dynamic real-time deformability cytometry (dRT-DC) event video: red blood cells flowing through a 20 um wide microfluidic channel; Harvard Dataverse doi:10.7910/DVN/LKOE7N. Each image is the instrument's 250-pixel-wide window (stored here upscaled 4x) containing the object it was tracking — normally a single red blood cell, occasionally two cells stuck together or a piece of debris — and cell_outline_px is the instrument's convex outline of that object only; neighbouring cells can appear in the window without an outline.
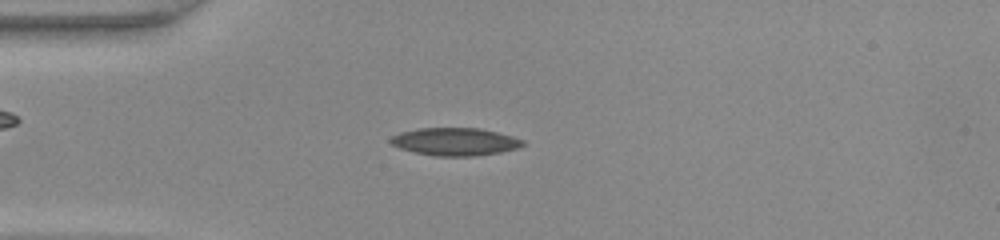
{"species": "common noctule bat (a hibernating species)", "species_latin": "Nyctalus noctula", "temperature_condition": "warm", "stored_images_in_passage": 47, "camera_frame_rate_fps": 3000, "um_per_image_px": 0.085, "animal": {"sex": "female", "body_mass_g": 22.0, "forearm_length_mm": 56.7}, "frame": {"image": 1, "passage_image": 12, "time_ms": 3.667, "image_size_px": [1000, 240], "cell_outline_px": [[524, 144], [520, 148], [500, 152], [476, 156], [436, 156], [412, 152], [400, 148], [392, 144], [388, 140], [392, 136], [400, 132], [420, 128], [480, 128], [512, 136], [524, 140]], "centroid_in_image_um": [38.68, 12.05], "position_along_channel_um": 46.3, "area_um2": 21.44}}
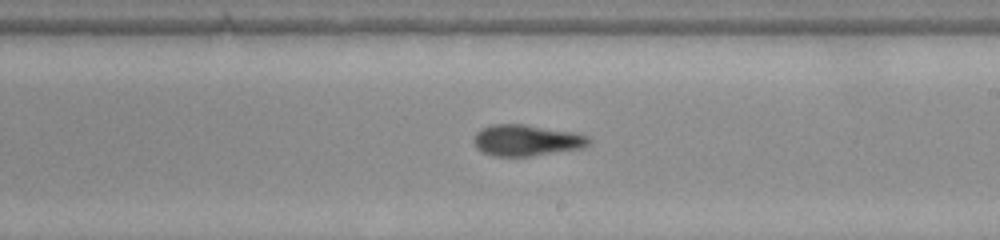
{"frame": {"image": 2, "passage_image": 27, "time_ms": 8.667, "image_size_px": [1000, 240], "cell_outline_px": [[592, 140], [584, 148], [528, 156], [492, 156], [476, 148], [472, 140], [476, 132], [480, 128], [492, 124], [524, 124], [572, 132], [588, 136]], "centroid_in_image_um": [44.72, 11.92], "position_along_channel_um": 244.3, "area_um2": 20.98}}
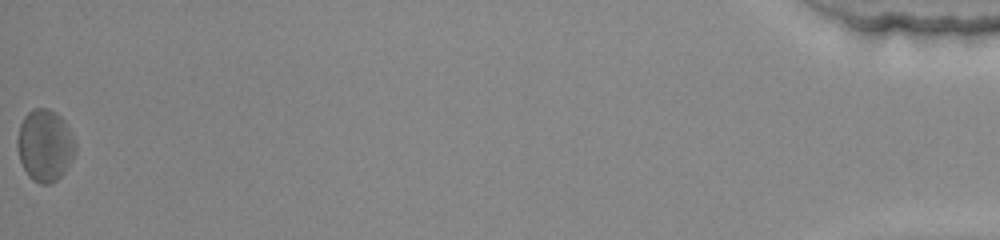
{"frame": {"image": 3, "passage_image": 47, "time_ms": 15.333, "image_size_px": [1000, 240], "cell_outline_px": [[76, 152], [64, 172], [52, 184], [40, 184], [32, 180], [28, 176], [20, 160], [16, 144], [16, 140], [20, 124], [24, 116], [32, 108], [48, 108], [56, 112], [64, 120], [76, 144]], "centroid_in_image_um": [3.8, 12.35], "position_along_channel_um": 431.4, "area_um2": 24.45}}